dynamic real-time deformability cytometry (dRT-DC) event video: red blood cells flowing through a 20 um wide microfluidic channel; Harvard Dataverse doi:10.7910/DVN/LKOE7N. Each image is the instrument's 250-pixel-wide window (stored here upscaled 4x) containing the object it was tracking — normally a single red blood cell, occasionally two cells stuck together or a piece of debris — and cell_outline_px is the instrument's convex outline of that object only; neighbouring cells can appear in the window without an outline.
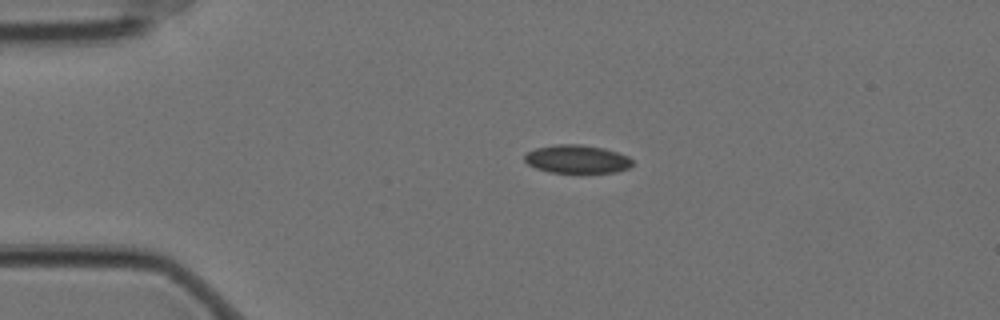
{"species": "Egyptian fruit bat (a non-hibernating species)", "species_latin": "Rousettus aegyptiacus", "temperature_condition": "cold", "stored_images_in_passage": 4, "camera_frame_rate_fps": 3000, "um_per_image_px": 0.085, "animal": {"sex": "female"}, "frame": {"image": 1, "passage_image": 3, "time_ms": 0.667, "image_size_px": [1000, 320], "cell_outline_px": [[632, 164], [628, 168], [616, 172], [580, 176], [548, 172], [536, 168], [528, 164], [524, 160], [524, 156], [528, 152], [536, 148], [556, 144], [580, 144], [604, 148], [628, 156], [632, 160]], "centroid_in_image_um": [49.05, 13.58], "position_along_channel_um": 35.9, "area_um2": 18.61}}